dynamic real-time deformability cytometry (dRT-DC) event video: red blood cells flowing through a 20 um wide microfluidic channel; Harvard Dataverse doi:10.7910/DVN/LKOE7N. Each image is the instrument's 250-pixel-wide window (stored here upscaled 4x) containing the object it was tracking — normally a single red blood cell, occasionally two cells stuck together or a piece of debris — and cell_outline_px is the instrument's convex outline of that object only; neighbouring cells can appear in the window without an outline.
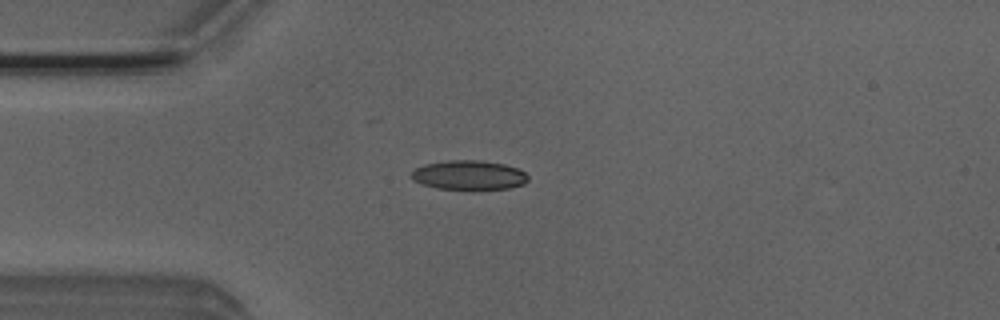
{"species": "Egyptian fruit bat (a non-hibernating species)", "species_latin": "Rousettus aegyptiacus", "temperature_condition": "room temperature", "stored_images_in_passage": 52, "camera_frame_rate_fps": 3000, "um_per_image_px": 0.085, "animal": {"sex": "male"}, "frame": {"image": 1, "passage_image": 13, "time_ms": 4.0, "image_size_px": [1000, 320], "cell_outline_px": [[528, 180], [524, 184], [508, 188], [436, 188], [420, 184], [412, 180], [412, 172], [416, 168], [424, 164], [448, 160], [480, 160], [504, 164], [516, 168], [524, 172], [528, 176]], "centroid_in_image_um": [39.83, 14.86], "position_along_channel_um": 45.2, "area_um2": 19.65}}
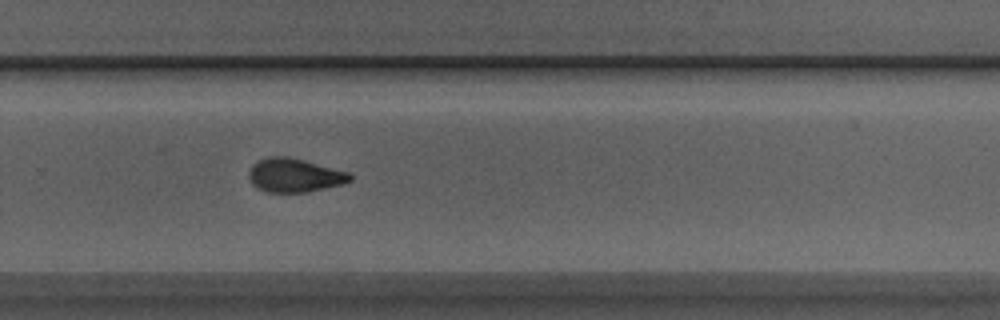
{"frame": {"image": 2, "passage_image": 34, "time_ms": 11.0, "image_size_px": [1000, 320], "cell_outline_px": [[352, 180], [344, 184], [308, 192], [268, 192], [256, 188], [252, 184], [248, 176], [248, 172], [252, 164], [256, 160], [268, 156], [288, 156], [304, 160], [348, 172], [352, 176]], "centroid_in_image_um": [25.0, 14.89], "position_along_channel_um": 304.8, "area_um2": 20.11}}
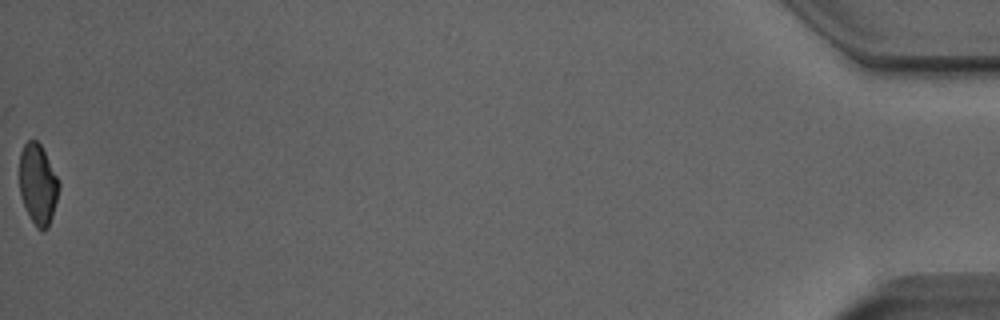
{"frame": {"image": 3, "passage_image": 52, "time_ms": 17.0, "image_size_px": [1000, 320], "cell_outline_px": [[60, 188], [52, 216], [48, 228], [36, 228], [20, 196], [20, 152], [24, 144], [28, 140], [36, 140], [40, 144], [60, 180]], "centroid_in_image_um": [3.24, 15.63], "position_along_channel_um": 432.0, "area_um2": 18.38}, "authors_computed_cell_mechanics": {"area_um2": 19.5942, "velocity_mm_per_s": 3.9287, "shape_relaxation_time_tau1_ms": 5.1861, "shape_relaxation_time_tau2_ms": 3.3957, "deformation_change_tau1": 0.1449, "deformation_change_tau2": 0.0952}}